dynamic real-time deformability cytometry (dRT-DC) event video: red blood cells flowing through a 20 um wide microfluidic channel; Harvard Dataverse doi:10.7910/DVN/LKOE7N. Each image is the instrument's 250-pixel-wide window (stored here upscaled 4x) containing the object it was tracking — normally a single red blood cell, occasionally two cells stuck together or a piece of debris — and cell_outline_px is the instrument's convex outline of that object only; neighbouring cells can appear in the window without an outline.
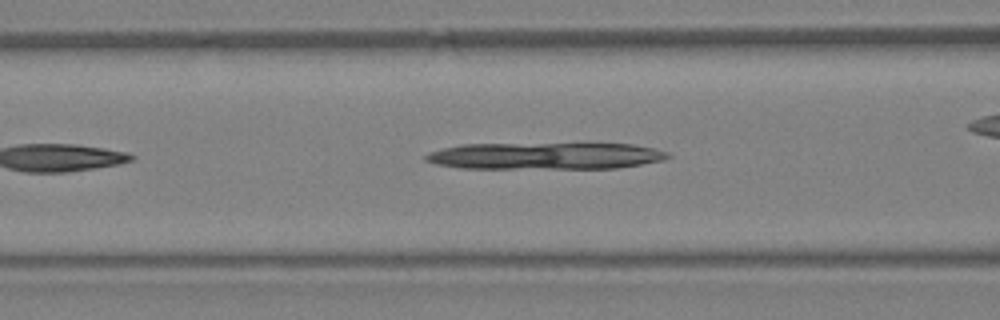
{"species": "Egyptian fruit bat (a non-hibernating species)", "species_latin": "Rousettus aegyptiacus", "temperature_condition": "warm", "stored_images_in_passage": 18, "camera_frame_rate_fps": 3000, "um_per_image_px": 0.085, "animal": {"sex": "female"}, "frame": {"image": 1, "passage_image": 6, "time_ms": 1.667, "image_size_px": [1000, 320], "cell_outline_px": [[672, 156], [664, 160], [616, 168], [460, 168], [436, 164], [424, 160], [424, 156], [428, 152], [460, 144], [632, 144], [656, 148], [668, 152]], "centroid_in_image_um": [46.35, 13.25], "position_along_channel_um": 120.3, "area_um2": 37.8}}
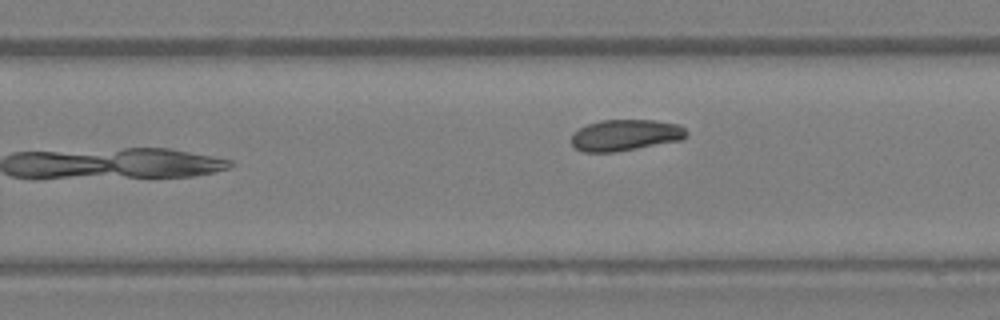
{"frame": {"image": 2, "passage_image": 18, "time_ms": 5.667, "image_size_px": [1000, 320], "cell_outline_px": [[688, 136], [680, 140], [616, 152], [584, 152], [576, 148], [572, 144], [572, 132], [588, 124], [600, 120], [656, 120], [680, 124], [688, 132]], "centroid_in_image_um": [53.17, 11.48], "position_along_channel_um": 276.6, "area_um2": 21.04}}